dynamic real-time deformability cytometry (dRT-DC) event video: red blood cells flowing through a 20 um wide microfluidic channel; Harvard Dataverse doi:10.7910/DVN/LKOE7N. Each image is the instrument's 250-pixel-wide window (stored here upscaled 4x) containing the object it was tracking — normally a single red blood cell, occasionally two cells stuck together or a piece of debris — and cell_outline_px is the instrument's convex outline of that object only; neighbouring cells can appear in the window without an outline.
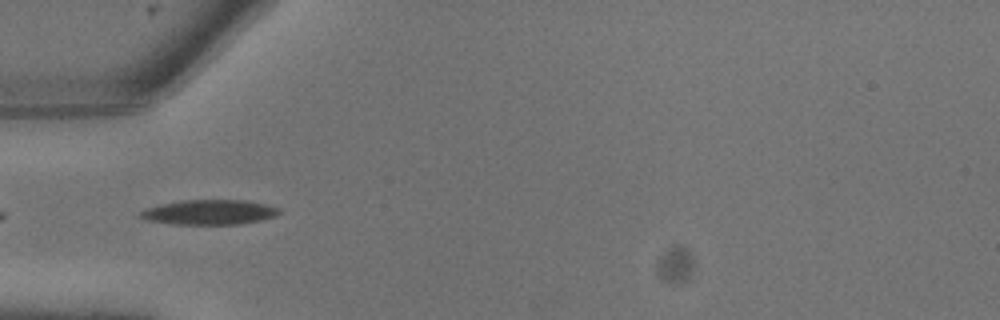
{"species": "common noctule bat (a hibernating species)", "species_latin": "Nyctalus noctula", "temperature_condition": "warm", "stored_images_in_passage": 3, "camera_frame_rate_fps": 3000, "um_per_image_px": 0.085, "animal": {"sex": "male", "body_mass_g": 13.3}, "frame": {"image": 1, "passage_image": 2, "time_ms": 0.333, "image_size_px": [1000, 320], "cell_outline_px": [[280, 212], [276, 216], [260, 220], [240, 224], [176, 224], [148, 220], [136, 216], [136, 212], [144, 208], [180, 200], [244, 200], [264, 204], [280, 208]], "centroid_in_image_um": [17.74, 18.03], "position_along_channel_um": 67.3, "area_um2": 20.17}}